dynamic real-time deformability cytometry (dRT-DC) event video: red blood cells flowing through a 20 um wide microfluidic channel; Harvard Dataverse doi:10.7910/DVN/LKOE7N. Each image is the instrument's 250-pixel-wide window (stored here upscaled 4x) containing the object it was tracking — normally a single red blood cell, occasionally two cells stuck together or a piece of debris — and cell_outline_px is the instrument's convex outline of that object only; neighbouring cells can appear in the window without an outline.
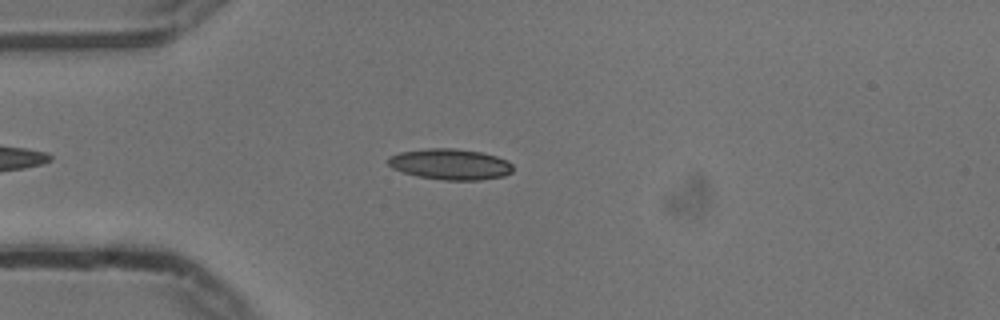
{"species": "common noctule bat (a hibernating species)", "species_latin": "Nyctalus noctula", "temperature_condition": "cold", "stored_images_in_passage": 46, "camera_frame_rate_fps": 3000, "um_per_image_px": 0.085, "animal": {"sex": "male", "body_mass_g": 13.3}, "frame": {"image": 1, "passage_image": 9, "time_ms": 2.667, "image_size_px": [1000, 320], "cell_outline_px": [[512, 172], [504, 176], [480, 180], [444, 180], [420, 176], [404, 172], [392, 168], [388, 164], [388, 156], [400, 152], [428, 148], [456, 148], [480, 152], [496, 156], [508, 160], [512, 164]], "centroid_in_image_um": [38.29, 13.95], "position_along_channel_um": 46.7, "area_um2": 22.43}}
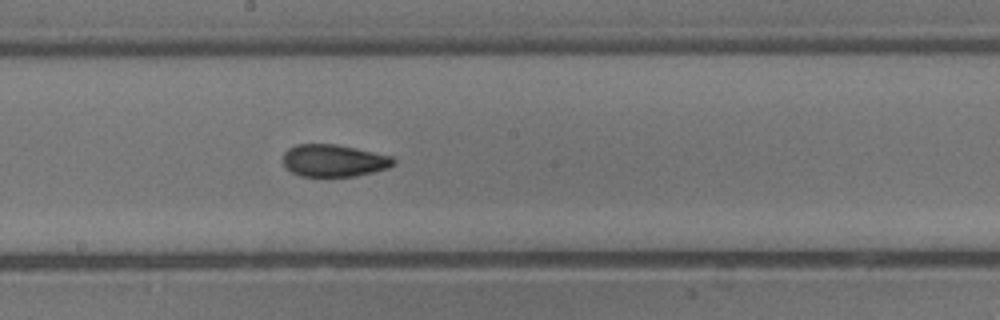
{"frame": {"image": 2, "passage_image": 24, "time_ms": 7.667, "image_size_px": [1000, 320], "cell_outline_px": [[396, 164], [388, 168], [356, 176], [300, 176], [292, 172], [284, 164], [284, 152], [288, 148], [296, 144], [336, 144], [356, 148], [392, 156], [396, 160]], "centroid_in_image_um": [28.4, 13.64], "position_along_channel_um": 219.8, "area_um2": 20.75}}
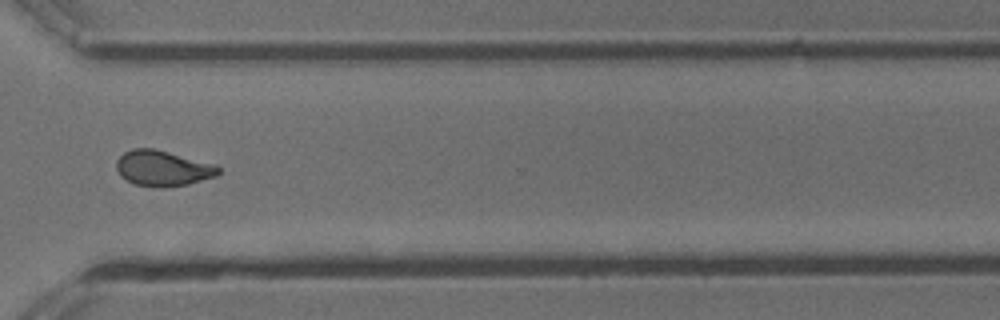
{"frame": {"image": 3, "passage_image": 35, "time_ms": 11.333, "image_size_px": [1000, 320], "cell_outline_px": [[220, 172], [216, 176], [188, 184], [164, 188], [156, 188], [132, 184], [120, 176], [116, 168], [116, 160], [124, 152], [132, 148], [152, 148], [216, 164], [220, 168]], "centroid_in_image_um": [13.81, 14.32], "position_along_channel_um": 356.8, "area_um2": 21.39}, "authors_computed_cell_mechanics": {"area_um2": 20.9814, "velocity_mm_per_s": 3.7446, "shape_relaxation_time_tau1_ms": 7.9157, "shape_relaxation_time_tau2_ms": 2.5854, "deformation_change_tau1": 0.2006, "deformation_change_tau2": 0.0754}}